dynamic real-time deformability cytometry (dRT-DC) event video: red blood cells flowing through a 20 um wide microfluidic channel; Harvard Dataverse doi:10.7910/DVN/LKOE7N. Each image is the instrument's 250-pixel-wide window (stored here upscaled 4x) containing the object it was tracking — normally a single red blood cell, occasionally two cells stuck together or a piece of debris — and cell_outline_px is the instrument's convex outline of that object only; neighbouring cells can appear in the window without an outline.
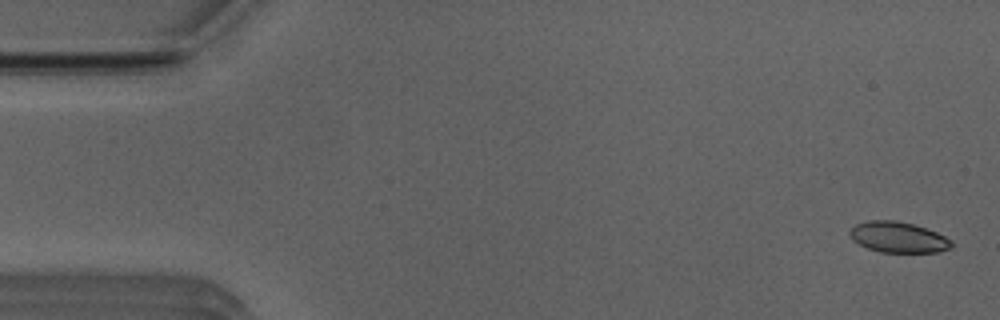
{"species": "Egyptian fruit bat (a non-hibernating species)", "species_latin": "Rousettus aegyptiacus", "temperature_condition": "room temperature", "stored_images_in_passage": 52, "camera_frame_rate_fps": 3000, "um_per_image_px": 0.085, "animal": {"sex": "male"}, "frame": {"image": 1, "passage_image": 2, "time_ms": 0.333, "image_size_px": [1000, 320], "cell_outline_px": [[952, 248], [936, 252], [880, 252], [868, 248], [852, 240], [848, 236], [848, 232], [856, 224], [868, 220], [896, 220], [912, 224], [936, 232], [952, 240]], "centroid_in_image_um": [76.32, 20.16], "position_along_channel_um": 8.7, "area_um2": 18.21}}
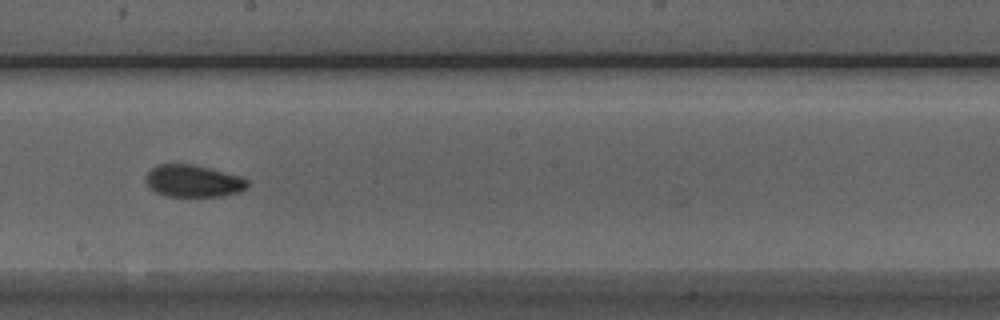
{"frame": {"image": 2, "passage_image": 29, "time_ms": 9.333, "image_size_px": [1000, 320], "cell_outline_px": [[248, 188], [240, 192], [220, 196], [168, 196], [156, 192], [144, 180], [148, 172], [156, 164], [192, 164], [244, 176], [248, 180]], "centroid_in_image_um": [16.47, 15.37], "position_along_channel_um": 231.7, "area_um2": 19.13}}
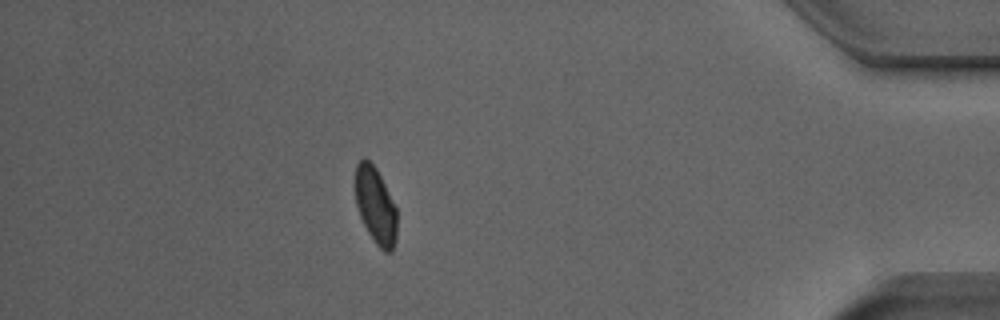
{"frame": {"image": 3, "passage_image": 46, "time_ms": 15.0, "image_size_px": [1000, 320], "cell_outline_px": [[396, 240], [392, 252], [384, 252], [376, 244], [368, 232], [360, 216], [356, 204], [352, 184], [356, 164], [364, 156], [376, 168], [396, 208]], "centroid_in_image_um": [31.87, 17.44], "position_along_channel_um": 403.3, "area_um2": 18.9}, "authors_computed_cell_mechanics": {"area_um2": 18.8428, "velocity_mm_per_s": 3.9234, "shape_relaxation_time_tau1_ms": null, "shape_relaxation_time_tau2_ms": 2.1624, "deformation_change_tau1": null, "deformation_change_tau2": 0.0717}}